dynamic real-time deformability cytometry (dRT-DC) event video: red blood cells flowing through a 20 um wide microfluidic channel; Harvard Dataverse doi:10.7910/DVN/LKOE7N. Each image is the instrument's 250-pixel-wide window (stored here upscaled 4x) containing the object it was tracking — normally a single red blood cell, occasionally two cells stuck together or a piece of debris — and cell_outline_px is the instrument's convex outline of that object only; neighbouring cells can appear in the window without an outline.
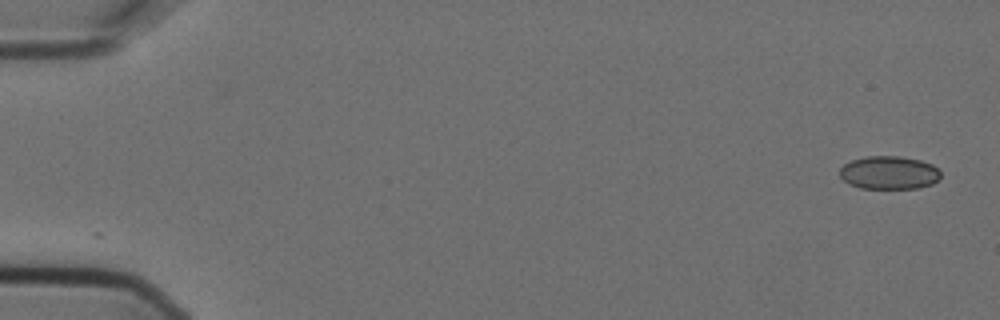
{"species": "Egyptian fruit bat (a non-hibernating species)", "species_latin": "Rousettus aegyptiacus", "temperature_condition": "cold", "stored_images_in_passage": 5, "camera_frame_rate_fps": 3000, "um_per_image_px": 0.085, "animal": {"sex": "female"}, "frame": {"image": 1, "passage_image": 1, "time_ms": 0.0, "image_size_px": [1000, 320], "cell_outline_px": [[940, 176], [932, 184], [920, 188], [860, 188], [848, 184], [840, 176], [840, 168], [844, 164], [852, 160], [868, 156], [900, 156], [920, 160], [932, 164], [940, 172]], "centroid_in_image_um": [75.55, 14.68], "position_along_channel_um": 9.4, "area_um2": 19.48}}
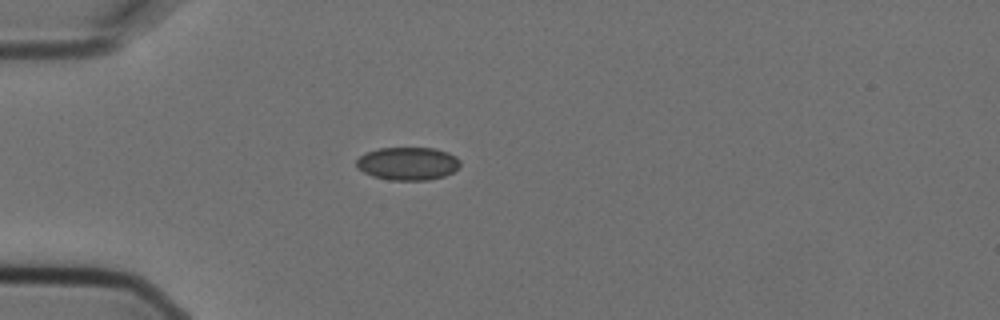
{"frame": {"image": 2, "passage_image": 4, "time_ms": 1.0, "image_size_px": [1000, 320], "cell_outline_px": [[460, 164], [452, 172], [444, 176], [428, 180], [388, 180], [372, 176], [356, 168], [356, 160], [364, 152], [376, 148], [436, 148], [448, 152], [456, 156], [460, 160]], "centroid_in_image_um": [34.63, 13.89], "position_along_channel_um": 50.4, "area_um2": 20.17}}